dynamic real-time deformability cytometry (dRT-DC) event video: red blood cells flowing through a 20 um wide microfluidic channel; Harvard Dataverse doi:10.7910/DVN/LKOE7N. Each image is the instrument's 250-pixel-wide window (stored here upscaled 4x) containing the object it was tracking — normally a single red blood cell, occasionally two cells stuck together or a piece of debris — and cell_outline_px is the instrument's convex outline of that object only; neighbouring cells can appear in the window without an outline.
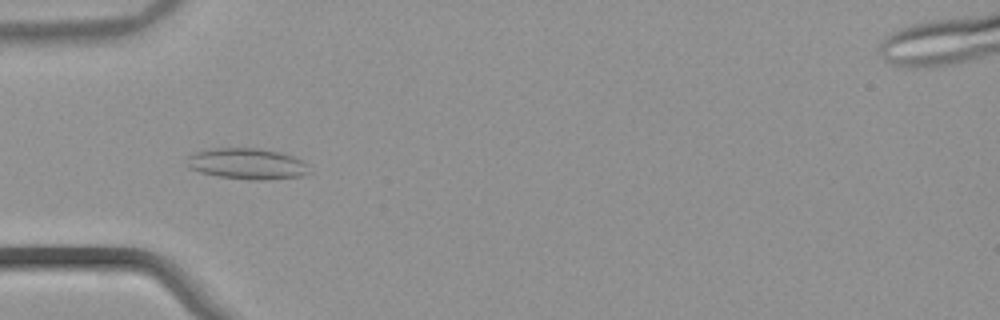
{"species": "common noctule bat (a hibernating species)", "species_latin": "Nyctalus noctula", "temperature_condition": "warm", "stored_images_in_passage": 53, "camera_frame_rate_fps": 3000, "um_per_image_px": 0.085, "animal": {"sex": "male", "body_mass_g": 21.5, "forearm_length_mm": 52.0}, "frame": {"image": 1, "passage_image": 17, "time_ms": 5.333, "image_size_px": [1000, 320], "cell_outline_px": [[312, 172], [304, 176], [264, 180], [248, 180], [220, 176], [200, 172], [188, 168], [184, 164], [188, 156], [196, 152], [212, 148], [256, 148], [280, 152], [304, 160]], "centroid_in_image_um": [21.02, 13.93], "position_along_channel_um": 64.0, "area_um2": 22.43}}
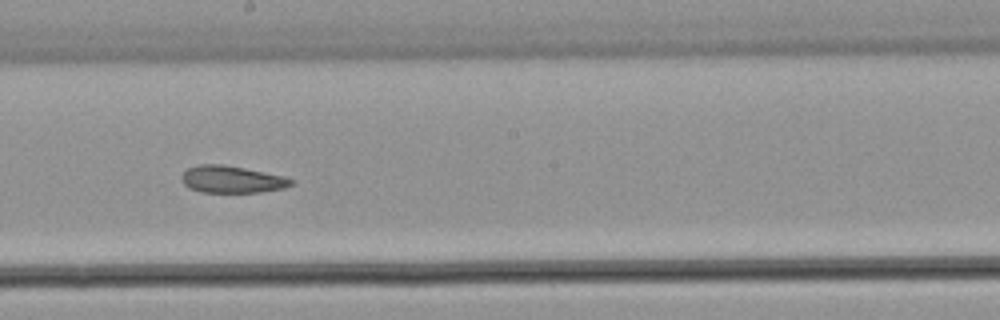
{"frame": {"image": 2, "passage_image": 30, "time_ms": 9.667, "image_size_px": [1000, 320], "cell_outline_px": [[292, 184], [284, 188], [260, 192], [200, 192], [188, 188], [184, 184], [180, 176], [188, 168], [200, 164], [220, 164], [244, 168], [284, 176], [292, 180]], "centroid_in_image_um": [19.67, 15.25], "position_along_channel_um": 228.5, "area_um2": 17.17}}
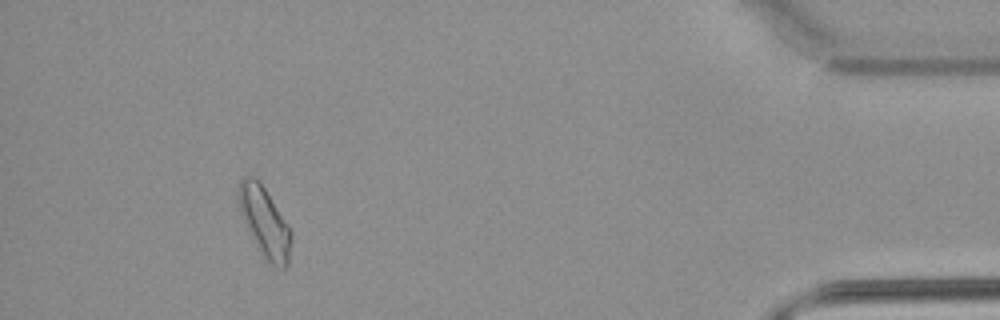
{"frame": {"image": 3, "passage_image": 49, "time_ms": 16.0, "image_size_px": [1000, 320], "cell_outline_px": [[292, 240], [288, 264], [284, 268], [272, 264], [264, 260], [240, 216], [236, 192], [240, 180], [244, 176], [252, 176], [264, 188], [288, 224], [292, 232]], "centroid_in_image_um": [22.46, 18.88], "position_along_channel_um": 412.7, "area_um2": 21.56}, "authors_computed_cell_mechanics": {"area_um2": 19.0162, "velocity_mm_per_s": 3.8493, "shape_relaxation_time_tau1_ms": null, "shape_relaxation_time_tau2_ms": 7.1315, "deformation_change_tau1": null, "deformation_change_tau2": 0.1265}}